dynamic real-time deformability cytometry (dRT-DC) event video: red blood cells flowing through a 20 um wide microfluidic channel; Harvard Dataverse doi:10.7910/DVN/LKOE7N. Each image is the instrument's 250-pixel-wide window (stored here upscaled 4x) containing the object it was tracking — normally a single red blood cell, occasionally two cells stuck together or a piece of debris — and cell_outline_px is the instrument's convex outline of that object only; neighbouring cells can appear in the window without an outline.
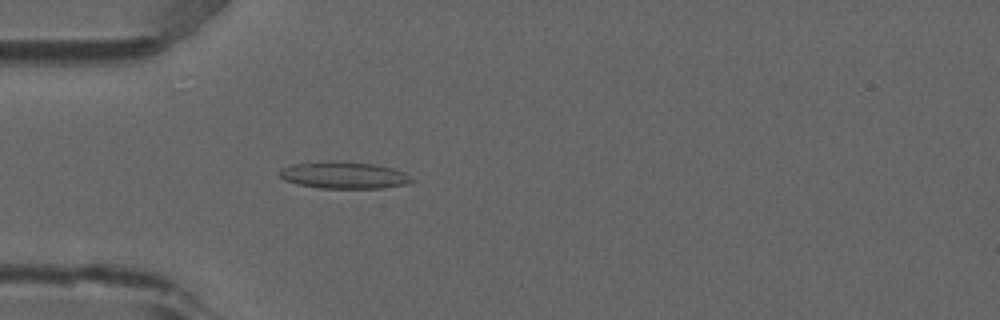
{"species": "common noctule bat (a hibernating species)", "species_latin": "Nyctalus noctula", "temperature_condition": "room temperature", "stored_images_in_passage": 3, "camera_frame_rate_fps": 3000, "um_per_image_px": 0.085, "animal": {"sex": "male", "forearm_length_mm": 52.5}, "frame": {"image": 1, "passage_image": 3, "time_ms": 0.667, "image_size_px": [1000, 320], "cell_outline_px": [[416, 180], [408, 184], [384, 188], [320, 188], [296, 184], [284, 180], [276, 172], [280, 168], [304, 160], [332, 160], [376, 164], [392, 168], [404, 172]], "centroid_in_image_um": [29.16, 14.86], "position_along_channel_um": 55.8, "area_um2": 21.5}}